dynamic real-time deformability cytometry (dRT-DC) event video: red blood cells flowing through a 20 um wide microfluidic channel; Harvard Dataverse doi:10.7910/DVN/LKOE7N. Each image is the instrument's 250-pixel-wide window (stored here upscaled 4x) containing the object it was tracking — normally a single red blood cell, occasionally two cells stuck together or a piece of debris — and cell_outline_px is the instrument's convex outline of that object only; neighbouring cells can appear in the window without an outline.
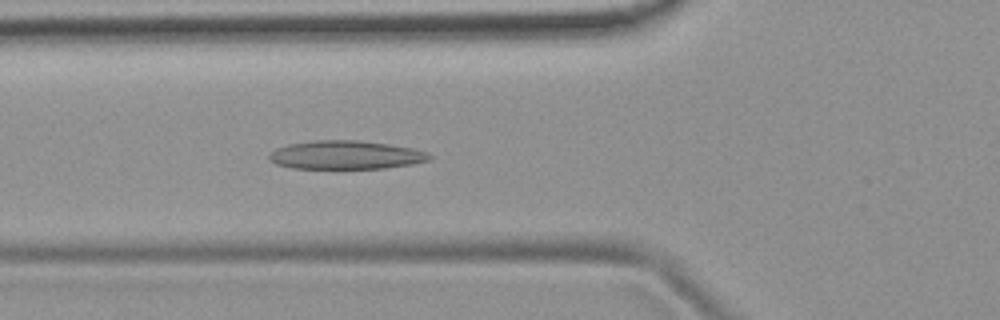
{"species": "common noctule bat (a hibernating species)", "species_latin": "Nyctalus noctula", "temperature_condition": "room temperature", "stored_images_in_passage": 51, "camera_frame_rate_fps": 3000, "um_per_image_px": 0.085, "animal": {"sex": "female", "body_mass_g": 19.9}, "frame": {"image": 1, "passage_image": 18, "time_ms": 5.667, "image_size_px": [1000, 320], "cell_outline_px": [[432, 160], [412, 164], [384, 168], [336, 172], [292, 168], [276, 164], [268, 160], [268, 152], [276, 148], [288, 144], [316, 140], [356, 140], [388, 144], [412, 148], [428, 152], [432, 156]], "centroid_in_image_um": [29.34, 13.23], "position_along_channel_um": 96.5, "area_um2": 28.09}}
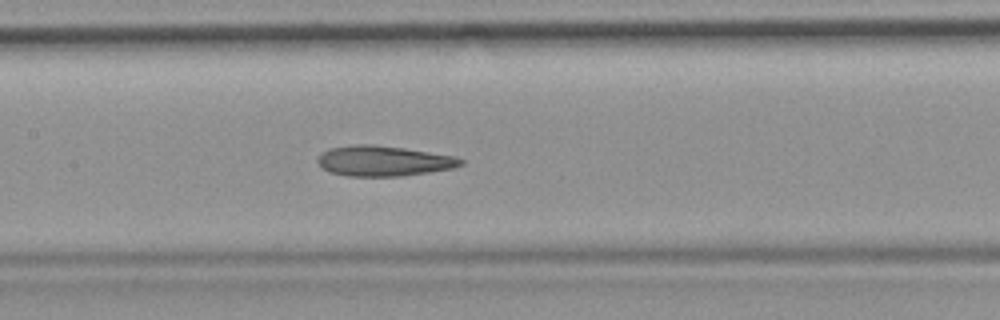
{"frame": {"image": 2, "passage_image": 24, "time_ms": 7.667, "image_size_px": [1000, 320], "cell_outline_px": [[464, 164], [456, 168], [400, 176], [348, 176], [328, 172], [316, 160], [320, 152], [328, 148], [352, 144], [372, 144], [404, 148], [456, 156], [464, 160]], "centroid_in_image_um": [32.6, 13.67], "position_along_channel_um": 174.8, "area_um2": 25.55}}
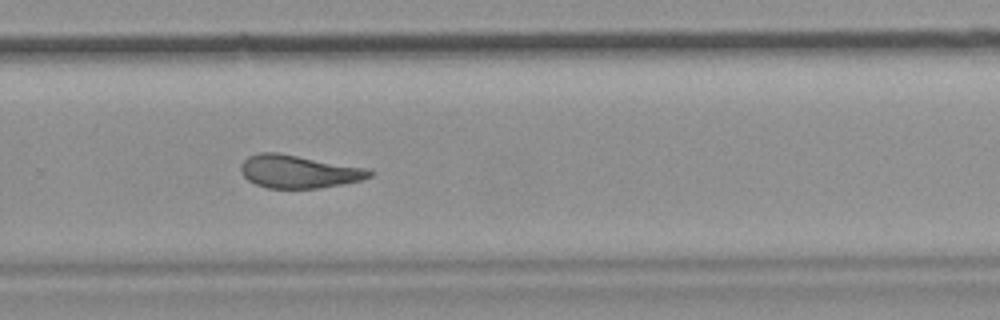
{"frame": {"image": 3, "passage_image": 34, "time_ms": 11.0, "image_size_px": [1000, 320], "cell_outline_px": [[376, 172], [372, 176], [360, 180], [344, 184], [320, 188], [264, 188], [248, 180], [240, 172], [240, 164], [248, 156], [256, 152], [280, 152], [372, 168]], "centroid_in_image_um": [25.44, 14.56], "position_along_channel_um": 304.4, "area_um2": 25.49}, "authors_computed_cell_mechanics": {"area_um2": 25.9522, "velocity_mm_per_s": 3.9063, "shape_relaxation_time_tau1_ms": null, "shape_relaxation_time_tau2_ms": 2.7908, "deformation_change_tau1": null, "deformation_change_tau2": 0.1095}}